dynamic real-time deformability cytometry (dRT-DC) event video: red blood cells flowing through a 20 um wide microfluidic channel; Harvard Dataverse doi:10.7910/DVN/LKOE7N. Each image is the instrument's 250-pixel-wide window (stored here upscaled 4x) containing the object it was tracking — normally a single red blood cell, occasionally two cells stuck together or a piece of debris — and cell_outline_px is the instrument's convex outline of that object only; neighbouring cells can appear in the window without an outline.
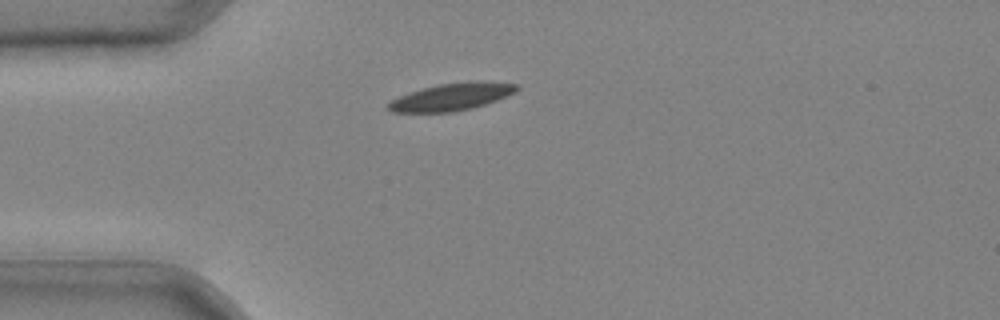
{"species": "common noctule bat (a hibernating species)", "species_latin": "Nyctalus noctula", "temperature_condition": "cold", "stored_images_in_passage": 28, "camera_frame_rate_fps": 3000, "um_per_image_px": 0.085, "animal": {"sex": "male", "body_mass_g": 20.4}, "frame": {"image": 1, "passage_image": 1, "time_ms": 0.0, "image_size_px": [1000, 320], "cell_outline_px": [[520, 88], [516, 92], [508, 96], [472, 108], [456, 112], [392, 112], [388, 108], [388, 104], [392, 100], [400, 96], [424, 88], [440, 84], [520, 84]], "centroid_in_image_um": [38.34, 8.29], "position_along_channel_um": 46.7, "area_um2": 19.19}}
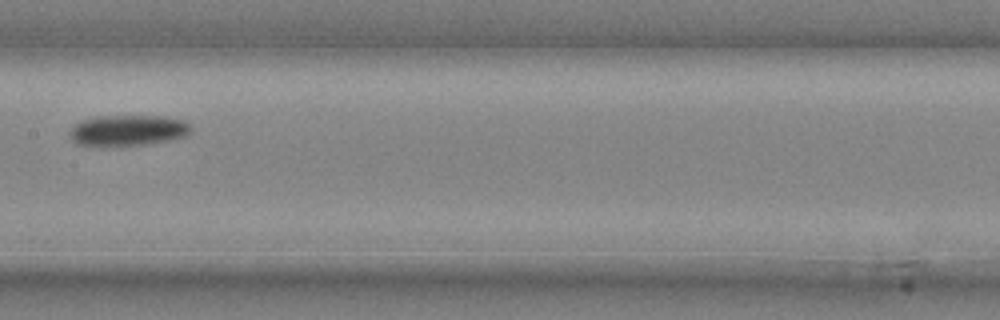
{"frame": {"image": 2, "passage_image": 12, "time_ms": 3.667, "image_size_px": [1000, 320], "cell_outline_px": [[192, 132], [184, 136], [168, 140], [148, 144], [120, 148], [80, 144], [72, 140], [68, 132], [76, 124], [92, 116], [164, 116], [184, 120], [192, 124]], "centroid_in_image_um": [10.9, 11.1], "position_along_channel_um": 196.5, "area_um2": 22.37}}
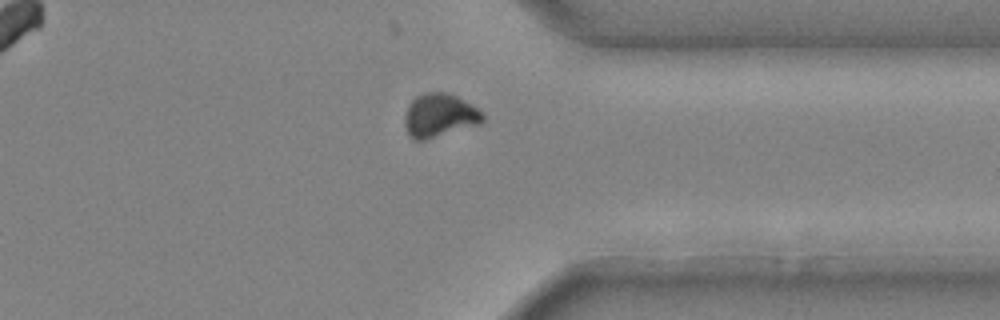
{"frame": {"image": 3, "passage_image": 24, "time_ms": 7.667, "image_size_px": [1000, 320], "cell_outline_px": [[484, 120], [480, 124], [424, 140], [412, 140], [408, 136], [404, 124], [404, 116], [408, 104], [416, 96], [424, 92], [444, 92], [456, 96], [484, 112]], "centroid_in_image_um": [37.33, 9.82], "position_along_channel_um": 374.1, "area_um2": 19.94}}